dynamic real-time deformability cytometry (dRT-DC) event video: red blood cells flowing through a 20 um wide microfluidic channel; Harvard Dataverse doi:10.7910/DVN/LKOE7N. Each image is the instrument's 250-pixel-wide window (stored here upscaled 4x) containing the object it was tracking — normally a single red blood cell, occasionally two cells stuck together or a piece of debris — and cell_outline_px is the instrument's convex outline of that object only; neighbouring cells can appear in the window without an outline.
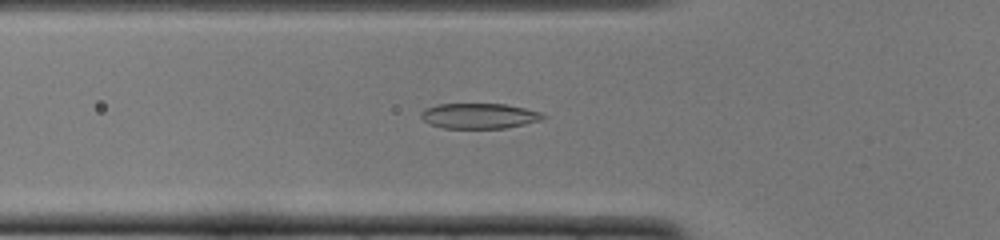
{"species": "common noctule bat (a hibernating species)", "species_latin": "Nyctalus noctula", "temperature_condition": "cold", "stored_images_in_passage": 42, "camera_frame_rate_fps": 3000, "um_per_image_px": 0.085, "animal": {"sex": "female", "body_mass_g": 22.0, "forearm_length_mm": 56.7}, "frame": {"image": 1, "passage_image": 8, "time_ms": 2.333, "image_size_px": [1000, 240], "cell_outline_px": [[548, 116], [544, 120], [504, 128], [444, 128], [428, 124], [420, 116], [420, 112], [424, 108], [436, 104], [504, 104], [524, 108], [540, 112]], "centroid_in_image_um": [40.72, 9.85], "position_along_channel_um": 85.1, "area_um2": 18.15}}
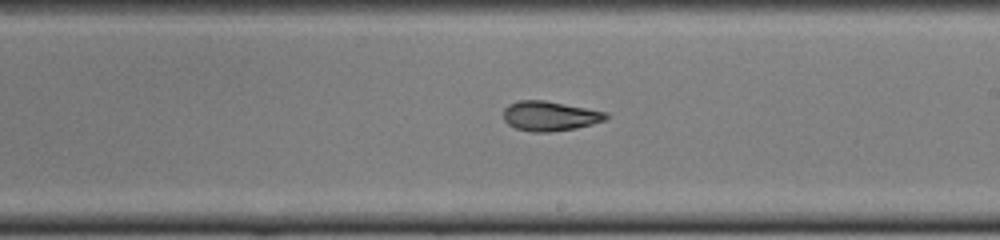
{"frame": {"image": 2, "passage_image": 20, "time_ms": 6.333, "image_size_px": [1000, 240], "cell_outline_px": [[608, 116], [604, 120], [592, 124], [576, 128], [552, 132], [532, 132], [516, 128], [508, 124], [504, 120], [504, 108], [508, 104], [520, 100], [544, 100], [608, 112]], "centroid_in_image_um": [46.72, 9.86], "position_along_channel_um": 242.3, "area_um2": 17.74}}
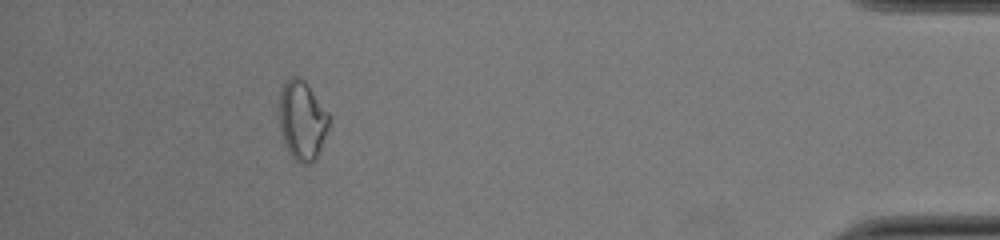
{"frame": {"image": 3, "passage_image": 37, "time_ms": 12.0, "image_size_px": [1000, 240], "cell_outline_px": [[332, 116], [320, 152], [316, 160], [308, 164], [300, 164], [288, 152], [280, 128], [280, 92], [284, 84], [292, 76], [296, 76], [304, 80]], "centroid_in_image_um": [25.73, 10.25], "position_along_channel_um": 409.5, "area_um2": 23.06}, "authors_computed_cell_mechanics": {"area_um2": 18.0914, "velocity_mm_per_s": 3.9278, "shape_relaxation_time_tau1_ms": 8.3033, "shape_relaxation_time_tau2_ms": 3.0973, "deformation_change_tau1": 0.2264, "deformation_change_tau2": 0.0991}}